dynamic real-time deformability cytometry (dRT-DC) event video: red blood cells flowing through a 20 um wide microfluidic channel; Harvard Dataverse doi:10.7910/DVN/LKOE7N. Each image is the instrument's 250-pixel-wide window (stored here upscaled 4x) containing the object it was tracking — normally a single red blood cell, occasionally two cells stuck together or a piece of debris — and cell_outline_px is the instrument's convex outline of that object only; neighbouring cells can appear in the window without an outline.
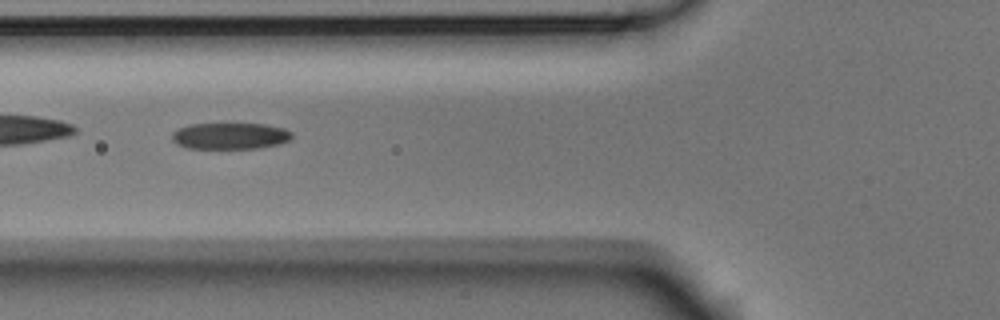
{"species": "Egyptian fruit bat (a non-hibernating species)", "species_latin": "Rousettus aegyptiacus", "temperature_condition": "room temperature", "stored_images_in_passage": 40, "camera_frame_rate_fps": 3000, "um_per_image_px": 0.085, "animal": {"sex": "male"}, "frame": {"image": 1, "passage_image": 7, "time_ms": 2.0, "image_size_px": [1000, 320], "cell_outline_px": [[292, 136], [288, 140], [280, 144], [260, 148], [184, 148], [176, 144], [172, 140], [172, 132], [188, 124], [264, 124], [284, 128], [292, 132]], "centroid_in_image_um": [19.55, 11.56], "position_along_channel_um": 106.3, "area_um2": 18.5}}
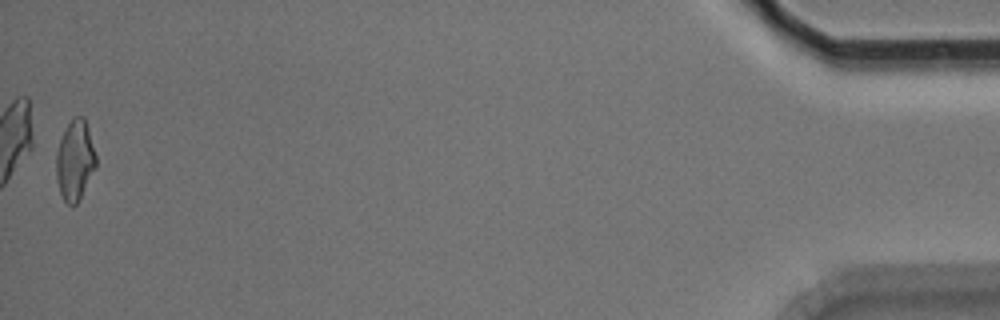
{"frame": {"image": 2, "passage_image": 40, "time_ms": 13.0, "image_size_px": [1000, 320], "cell_outline_px": [[96, 168], [76, 204], [72, 208], [64, 200], [60, 192], [56, 180], [56, 152], [60, 140], [72, 116], [84, 116], [88, 128], [96, 156]], "centroid_in_image_um": [6.37, 13.63], "position_along_channel_um": 428.8, "area_um2": 18.55}, "authors_computed_cell_mechanics": {"area_um2": 19.0451, "velocity_mm_per_s": 3.7782, "shape_relaxation_time_tau1_ms": 7.2118, "shape_relaxation_time_tau2_ms": 3.3612, "deformation_change_tau1": 0.1718, "deformation_change_tau2": 0.1157}}